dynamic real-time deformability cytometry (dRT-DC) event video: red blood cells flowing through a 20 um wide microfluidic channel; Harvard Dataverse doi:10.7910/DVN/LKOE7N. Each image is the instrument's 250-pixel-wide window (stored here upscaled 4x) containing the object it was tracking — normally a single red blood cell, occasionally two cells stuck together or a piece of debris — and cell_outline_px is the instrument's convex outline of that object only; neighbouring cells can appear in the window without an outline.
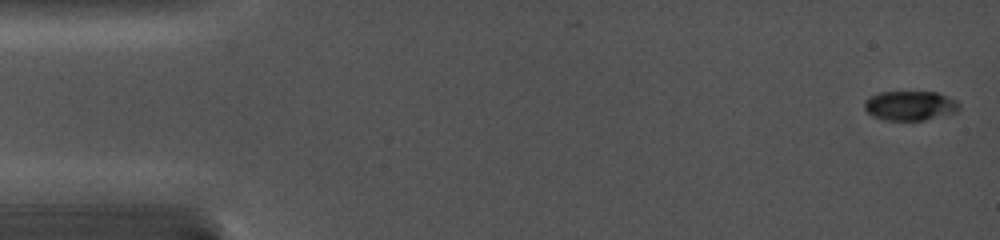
{"species": "common noctule bat (a hibernating species)", "species_latin": "Nyctalus noctula", "temperature_condition": "cold", "stored_images_in_passage": 35, "camera_frame_rate_fps": 5000, "um_per_image_px": 0.085, "animal": {"sex": "female", "body_mass_g": 19.0, "forearm_length_mm": 56.7}, "frame": {"image": 1, "passage_image": 1, "time_ms": 0.0, "image_size_px": [1000, 240], "cell_outline_px": [[960, 108], [956, 112], [924, 120], [884, 120], [872, 116], [864, 108], [864, 100], [868, 96], [880, 92], [936, 92], [956, 100], [960, 104]], "centroid_in_image_um": [77.33, 8.98], "position_along_channel_um": 7.7, "area_um2": 16.36}}
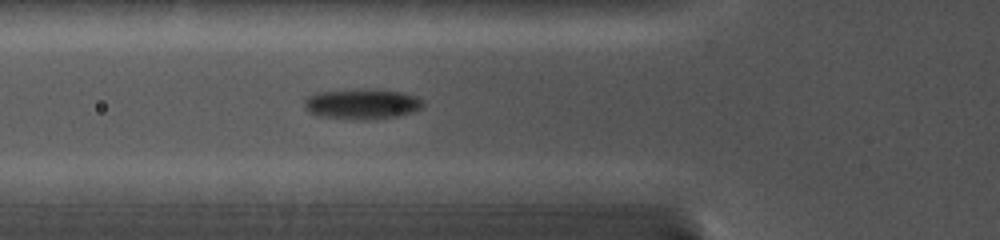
{"frame": {"image": 2, "passage_image": 13, "time_ms": 5.6, "image_size_px": [1000, 240], "cell_outline_px": [[424, 108], [400, 116], [360, 120], [352, 120], [320, 116], [308, 112], [304, 108], [304, 96], [316, 92], [344, 88], [376, 88], [400, 92], [420, 96], [424, 100]], "centroid_in_image_um": [30.76, 8.8], "position_along_channel_um": 95.0, "area_um2": 22.08}}
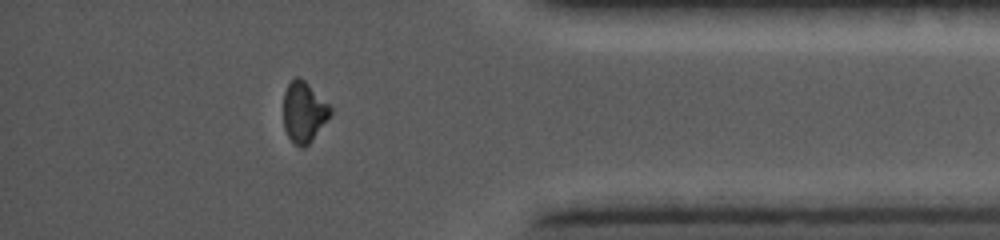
{"frame": {"image": 3, "passage_image": 31, "time_ms": 13.8, "image_size_px": [1000, 240], "cell_outline_px": [[332, 112], [312, 140], [304, 148], [300, 148], [288, 136], [284, 128], [284, 92], [288, 84], [296, 76], [300, 76], [332, 108]], "centroid_in_image_um": [25.81, 9.52], "position_along_channel_um": 409.4, "area_um2": 16.3}}